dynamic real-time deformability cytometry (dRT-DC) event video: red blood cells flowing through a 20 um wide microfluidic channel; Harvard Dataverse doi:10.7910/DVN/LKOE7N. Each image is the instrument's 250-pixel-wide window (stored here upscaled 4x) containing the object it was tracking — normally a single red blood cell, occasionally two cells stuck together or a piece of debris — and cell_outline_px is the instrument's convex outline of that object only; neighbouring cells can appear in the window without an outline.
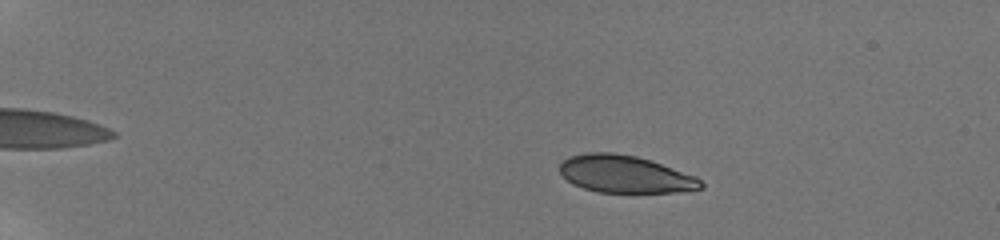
{"species": "human", "species_latin": "Homo sapiens", "temperature_condition": "room temperature", "stored_images_in_passage": 58, "camera_frame_rate_fps": 3000, "um_per_image_px": 0.085, "donor": {"sex": "male"}, "frame": {"image": 1, "passage_image": 13, "time_ms": 4.0, "image_size_px": [1000, 240], "cell_outline_px": [[704, 188], [672, 192], [596, 192], [572, 184], [560, 172], [560, 164], [568, 156], [584, 152], [612, 152], [636, 156], [652, 160], [696, 176], [704, 184]], "centroid_in_image_um": [53.12, 14.79], "position_along_channel_um": 31.9, "area_um2": 30.81}}
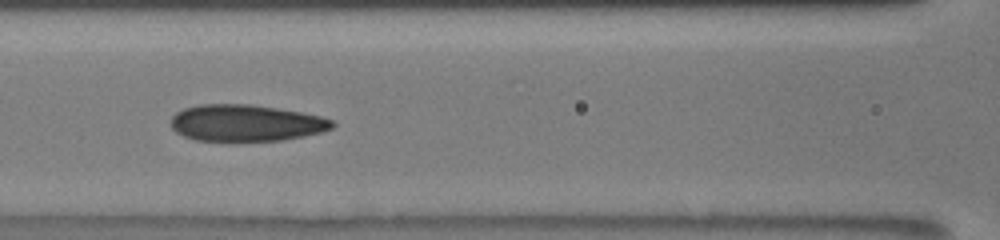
{"frame": {"image": 2, "passage_image": 31, "time_ms": 10.0, "image_size_px": [1000, 240], "cell_outline_px": [[336, 124], [332, 128], [320, 132], [304, 136], [280, 140], [232, 144], [196, 140], [184, 136], [176, 132], [172, 128], [172, 116], [176, 112], [184, 108], [200, 104], [248, 104], [276, 108], [300, 112], [320, 116], [332, 120]], "centroid_in_image_um": [20.86, 10.49], "position_along_channel_um": 145.7, "area_um2": 35.26}}
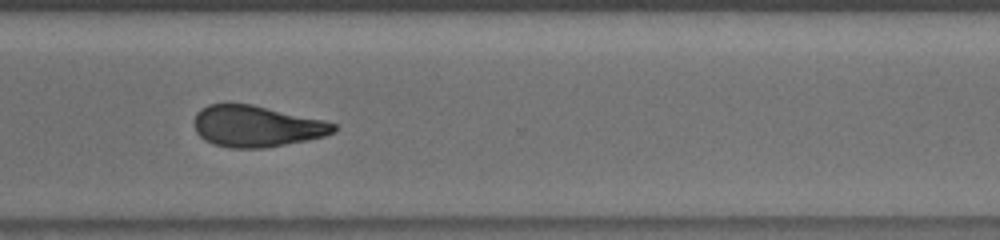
{"frame": {"image": 3, "passage_image": 47, "time_ms": 15.333, "image_size_px": [1000, 240], "cell_outline_px": [[336, 132], [324, 136], [308, 140], [264, 148], [232, 148], [212, 144], [204, 140], [196, 132], [196, 112], [200, 108], [208, 104], [252, 104], [324, 120], [336, 124]], "centroid_in_image_um": [21.81, 10.73], "position_along_channel_um": 348.8, "area_um2": 33.52}, "authors_computed_cell_mechanics": {"area_um2": 32.9749, "velocity_mm_per_s": 3.812, "shape_relaxation_time_tau1_ms": null, "shape_relaxation_time_tau2_ms": 3.1819, "deformation_change_tau1": null, "deformation_change_tau2": 0.0763}}